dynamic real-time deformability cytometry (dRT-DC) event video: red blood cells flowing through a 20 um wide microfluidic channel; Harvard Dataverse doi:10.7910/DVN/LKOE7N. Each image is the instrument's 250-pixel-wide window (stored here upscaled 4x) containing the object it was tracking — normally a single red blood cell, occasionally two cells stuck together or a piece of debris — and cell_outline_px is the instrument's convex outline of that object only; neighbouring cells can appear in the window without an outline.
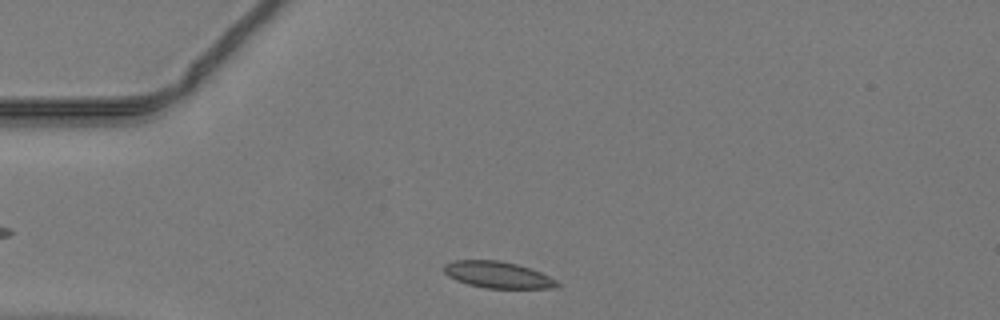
{"species": "common noctule bat (a hibernating species)", "species_latin": "Nyctalus noctula", "temperature_condition": "warm", "stored_images_in_passage": 38, "camera_frame_rate_fps": 3000, "um_per_image_px": 0.085, "animal": {"sex": "male", "body_mass_g": 19.2, "forearm_length_mm": 51.8}, "frame": {"image": 1, "passage_image": 2, "time_ms": 0.333, "image_size_px": [1000, 320], "cell_outline_px": [[560, 284], [552, 288], [484, 288], [468, 284], [456, 280], [448, 276], [444, 272], [444, 264], [452, 260], [500, 260], [532, 268], [556, 280]], "centroid_in_image_um": [42.28, 23.35], "position_along_channel_um": 42.7, "area_um2": 17.51}}
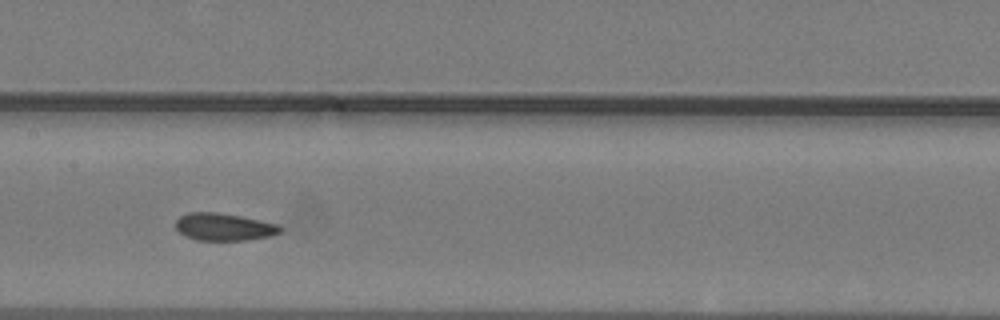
{"frame": {"image": 2, "passage_image": 14, "time_ms": 4.333, "image_size_px": [1000, 320], "cell_outline_px": [[284, 228], [280, 232], [268, 236], [244, 240], [196, 240], [184, 236], [176, 228], [176, 220], [180, 216], [188, 212], [216, 212], [240, 216], [280, 224]], "centroid_in_image_um": [19.03, 19.28], "position_along_channel_um": 188.4, "area_um2": 16.7}}
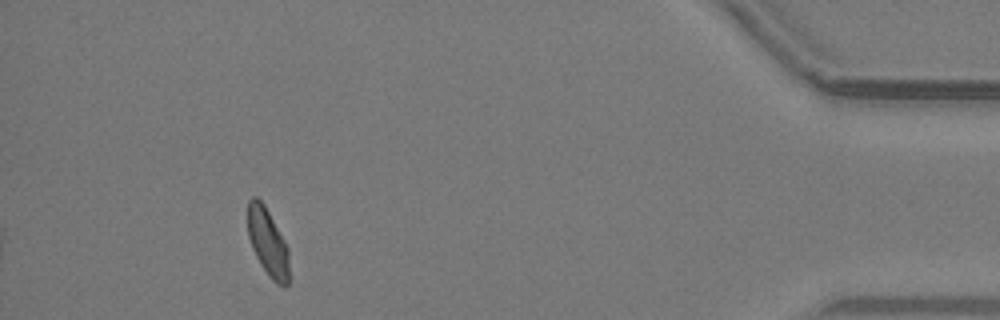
{"frame": {"image": 3, "passage_image": 34, "time_ms": 11.0, "image_size_px": [1000, 320], "cell_outline_px": [[288, 284], [284, 288], [276, 284], [268, 276], [260, 264], [252, 248], [248, 236], [248, 200], [252, 196], [256, 196], [264, 204], [284, 240], [288, 248]], "centroid_in_image_um": [22.75, 20.62], "position_along_channel_um": 412.5, "area_um2": 16.3}}